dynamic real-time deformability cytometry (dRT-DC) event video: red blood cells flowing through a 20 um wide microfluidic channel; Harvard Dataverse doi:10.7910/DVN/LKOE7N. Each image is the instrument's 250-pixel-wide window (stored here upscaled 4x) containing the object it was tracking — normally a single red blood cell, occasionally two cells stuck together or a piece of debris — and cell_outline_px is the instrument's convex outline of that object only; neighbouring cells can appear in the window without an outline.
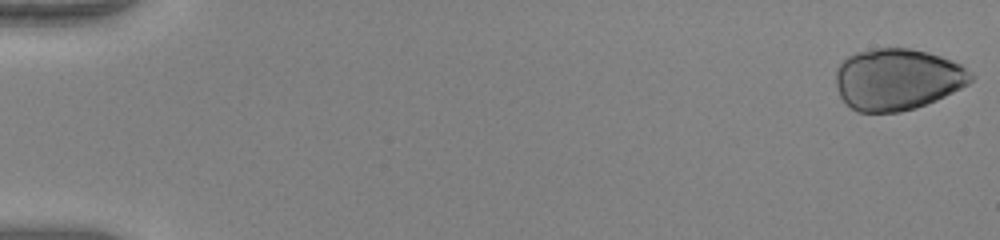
{"species": "human", "species_latin": "Homo sapiens", "temperature_condition": "warm", "stored_images_in_passage": 52, "camera_frame_rate_fps": 3000, "um_per_image_px": 0.085, "donor": {"sex": "female"}, "frame": {"image": 1, "passage_image": 1, "time_ms": 0.0, "image_size_px": [1000, 240], "cell_outline_px": [[976, 76], [968, 84], [936, 100], [916, 108], [900, 112], [856, 112], [840, 96], [836, 88], [836, 68], [848, 56], [856, 52], [876, 48], [908, 48], [928, 52], [952, 60], [960, 64], [972, 72]], "centroid_in_image_um": [76.28, 6.74], "position_along_channel_um": 8.7, "area_um2": 48.55}}
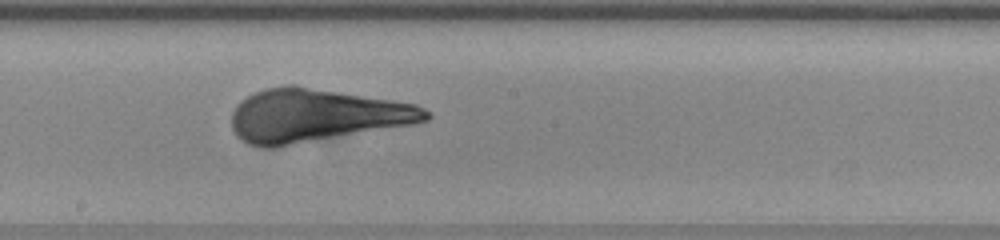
{"frame": {"image": 2, "passage_image": 30, "time_ms": 9.667, "image_size_px": [1000, 240], "cell_outline_px": [[432, 116], [428, 120], [416, 124], [276, 148], [260, 148], [248, 144], [236, 136], [232, 128], [232, 112], [236, 104], [248, 96], [256, 92], [268, 88], [288, 84], [292, 84], [416, 104], [424, 108]], "centroid_in_image_um": [26.85, 9.84], "position_along_channel_um": 221.3, "area_um2": 60.57}}
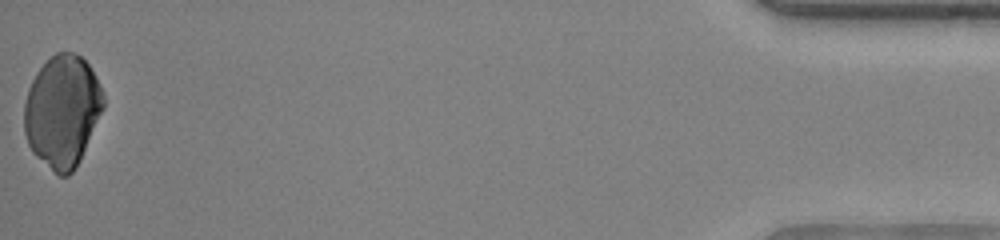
{"frame": {"image": 3, "passage_image": 52, "time_ms": 17.0, "image_size_px": [1000, 240], "cell_outline_px": [[104, 108], [80, 160], [76, 168], [68, 176], [60, 176], [36, 156], [32, 152], [28, 144], [24, 132], [24, 104], [28, 88], [36, 72], [56, 52], [72, 52], [80, 56], [88, 64], [96, 76], [104, 96]], "centroid_in_image_um": [5.3, 9.45], "position_along_channel_um": 429.9, "area_um2": 51.62}}